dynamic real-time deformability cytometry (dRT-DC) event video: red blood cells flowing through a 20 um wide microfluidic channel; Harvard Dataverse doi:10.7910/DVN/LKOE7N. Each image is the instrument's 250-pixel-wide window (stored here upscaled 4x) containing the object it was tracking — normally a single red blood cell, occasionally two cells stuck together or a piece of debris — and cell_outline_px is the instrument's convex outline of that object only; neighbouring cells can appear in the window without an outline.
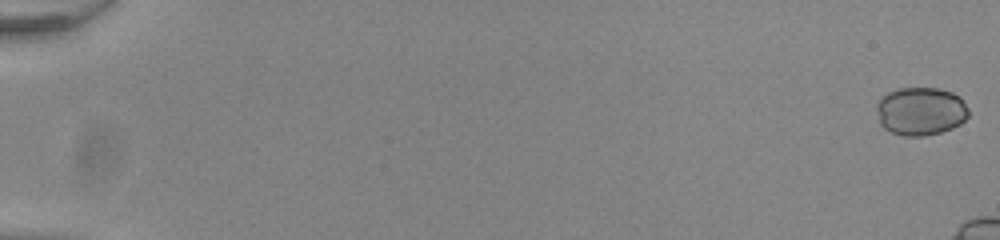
{"species": "common noctule bat (a hibernating species)", "species_latin": "Nyctalus noctula", "temperature_condition": "room temperature", "stored_images_in_passage": 46, "camera_frame_rate_fps": 3000, "um_per_image_px": 0.085, "animal": {"sex": "male", "body_mass_g": 20.0, "forearm_length_mm": 53.3}, "frame": {"image": 1, "passage_image": 1, "time_ms": 0.0, "image_size_px": [1000, 240], "cell_outline_px": [[968, 116], [960, 124], [952, 128], [940, 132], [924, 136], [904, 136], [892, 132], [884, 128], [880, 124], [876, 108], [876, 104], [888, 92], [900, 88], [940, 88], [952, 92], [960, 96], [968, 108]], "centroid_in_image_um": [78.27, 9.45], "position_along_channel_um": 6.7, "area_um2": 25.89}}
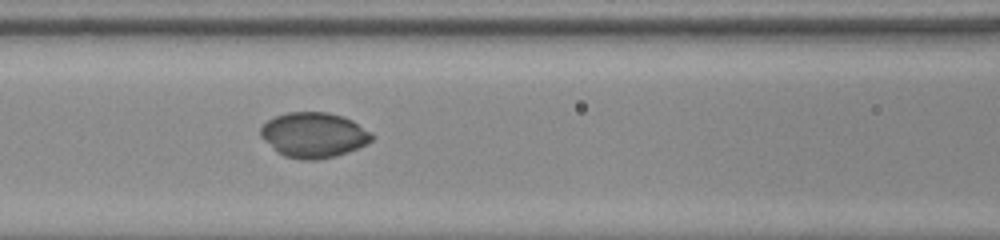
{"frame": {"image": 2, "passage_image": 26, "time_ms": 8.333, "image_size_px": [1000, 240], "cell_outline_px": [[372, 140], [368, 144], [348, 152], [316, 160], [304, 160], [284, 156], [264, 140], [260, 136], [260, 128], [268, 120], [276, 116], [288, 112], [328, 112], [344, 116], [352, 120], [372, 132]], "centroid_in_image_um": [26.69, 11.46], "position_along_channel_um": 139.9, "area_um2": 29.19}}
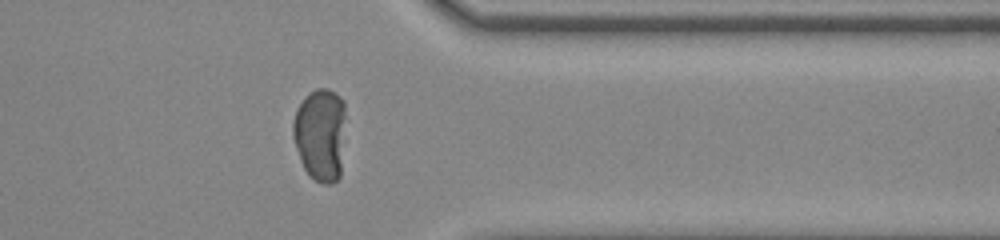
{"frame": {"image": 3, "passage_image": 45, "time_ms": 14.667, "image_size_px": [1000, 240], "cell_outline_px": [[344, 116], [340, 176], [332, 184], [320, 184], [304, 168], [300, 160], [292, 136], [292, 124], [296, 108], [304, 96], [316, 88], [328, 88], [336, 92], [344, 100]], "centroid_in_image_um": [27.2, 11.38], "position_along_channel_um": 384.2, "area_um2": 28.61}}